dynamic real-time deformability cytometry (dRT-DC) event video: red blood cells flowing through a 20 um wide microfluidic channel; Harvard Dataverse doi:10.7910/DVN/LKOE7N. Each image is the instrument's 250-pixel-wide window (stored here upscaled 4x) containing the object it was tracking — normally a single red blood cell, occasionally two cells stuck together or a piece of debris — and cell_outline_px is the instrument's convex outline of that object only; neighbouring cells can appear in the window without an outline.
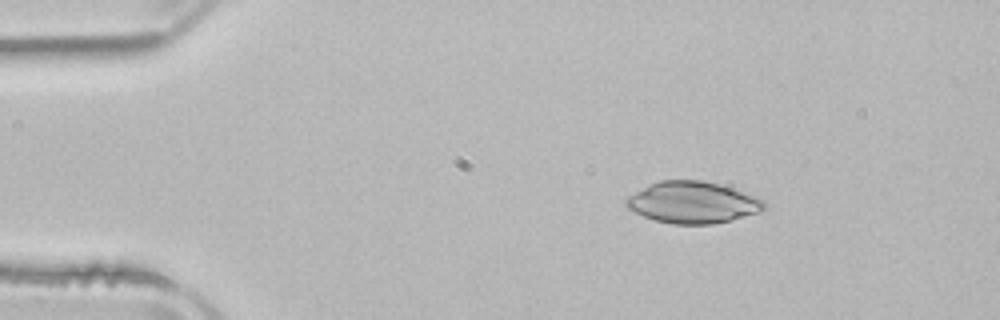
{"species": "common noctule bat (a hibernating species)", "species_latin": "Nyctalus noctula", "temperature_condition": "room temperature", "stored_images_in_passage": 3, "camera_frame_rate_fps": 3000, "um_per_image_px": 0.085, "animal": {"sex": "male", "body_mass_g": 21.5, "forearm_length_mm": 52.0}, "frame": {"image": 1, "passage_image": 2, "time_ms": 2.0, "image_size_px": [1000, 320], "cell_outline_px": [[768, 208], [760, 212], [712, 224], [672, 224], [656, 220], [644, 216], [628, 208], [624, 204], [624, 200], [628, 196], [660, 180], [704, 180], [720, 184], [756, 196], [764, 200]], "centroid_in_image_um": [58.91, 17.2], "position_along_channel_um": 26.1, "area_um2": 33.29}}